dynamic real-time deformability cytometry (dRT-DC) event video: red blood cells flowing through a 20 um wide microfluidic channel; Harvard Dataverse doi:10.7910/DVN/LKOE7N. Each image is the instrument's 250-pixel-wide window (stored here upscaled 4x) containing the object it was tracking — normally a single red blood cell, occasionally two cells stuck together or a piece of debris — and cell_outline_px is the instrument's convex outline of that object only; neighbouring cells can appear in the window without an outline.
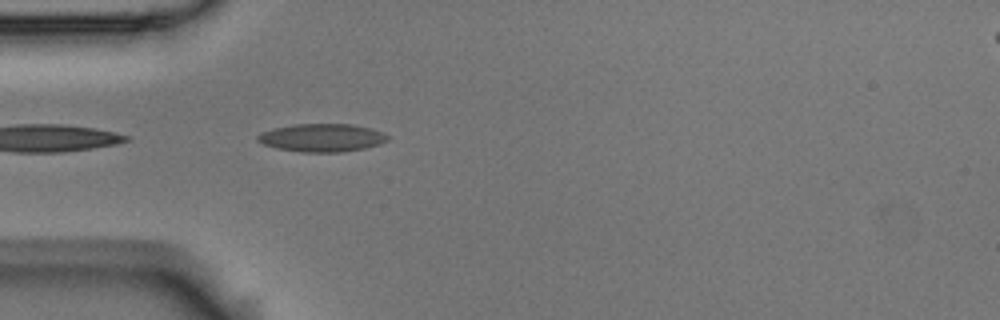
{"species": "Egyptian fruit bat (a non-hibernating species)", "species_latin": "Rousettus aegyptiacus", "temperature_condition": "room temperature", "stored_images_in_passage": 7, "camera_frame_rate_fps": 3000, "um_per_image_px": 0.085, "animal": {"sex": "male"}, "frame": {"image": 1, "passage_image": 2, "time_ms": 0.333, "image_size_px": [1000, 320], "cell_outline_px": [[388, 140], [380, 144], [364, 148], [340, 152], [300, 152], [276, 148], [264, 144], [256, 140], [256, 136], [260, 132], [276, 128], [296, 124], [352, 124], [368, 128], [380, 132], [388, 136]], "centroid_in_image_um": [27.32, 11.71], "position_along_channel_um": 57.7, "area_um2": 21.04}}